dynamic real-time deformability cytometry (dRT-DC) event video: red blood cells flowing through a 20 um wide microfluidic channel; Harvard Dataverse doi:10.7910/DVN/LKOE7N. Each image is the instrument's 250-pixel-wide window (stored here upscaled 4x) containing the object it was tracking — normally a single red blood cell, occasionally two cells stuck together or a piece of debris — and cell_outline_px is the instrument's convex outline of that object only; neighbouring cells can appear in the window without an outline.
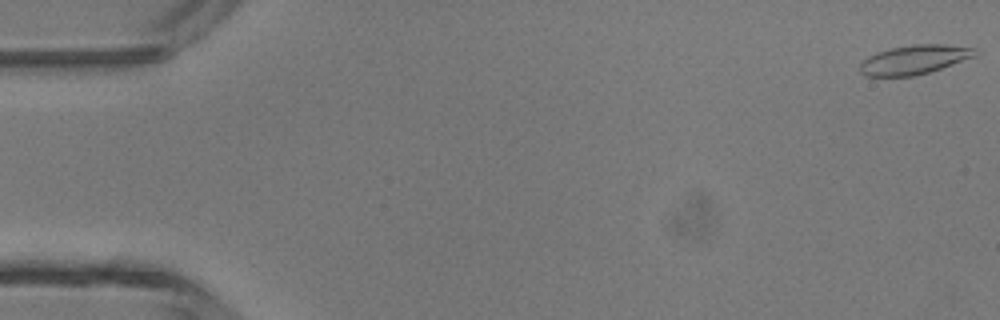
{"species": "common noctule bat (a hibernating species)", "species_latin": "Nyctalus noctula", "temperature_condition": "room temperature", "stored_images_in_passage": 46, "camera_frame_rate_fps": 3000, "um_per_image_px": 0.085, "animal": {"sex": "male", "body_mass_g": 13.3}, "frame": {"image": 1, "passage_image": 1, "time_ms": 0.0, "image_size_px": [1000, 320], "cell_outline_px": [[980, 52], [976, 56], [916, 76], [864, 76], [860, 72], [860, 64], [868, 56], [876, 52], [892, 48], [912, 44], [944, 44], [976, 48]], "centroid_in_image_um": [77.73, 5.06], "position_along_channel_um": 7.3, "area_um2": 19.59}}
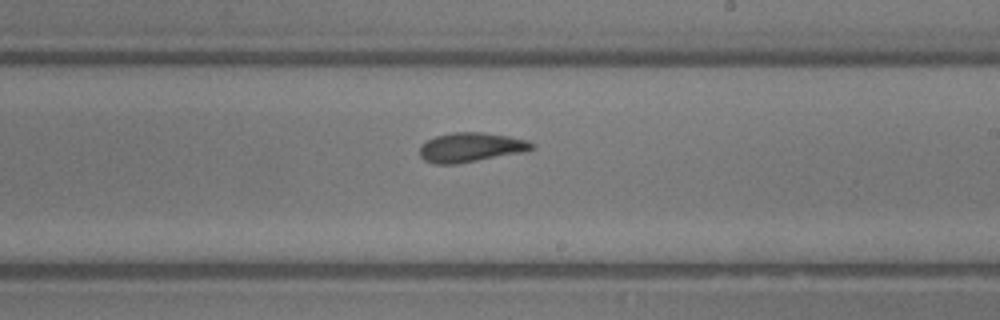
{"frame": {"image": 2, "passage_image": 28, "time_ms": 9.0, "image_size_px": [1000, 320], "cell_outline_px": [[536, 144], [532, 148], [524, 152], [456, 164], [432, 164], [424, 160], [420, 156], [420, 144], [436, 136], [452, 132], [484, 132], [508, 136], [528, 140]], "centroid_in_image_um": [40.01, 12.52], "position_along_channel_um": 249.0, "area_um2": 19.31}}
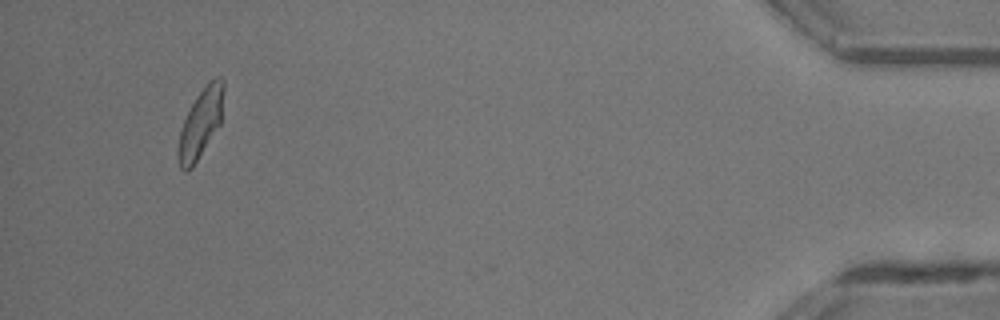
{"frame": {"image": 3, "passage_image": 45, "time_ms": 14.667, "image_size_px": [1000, 320], "cell_outline_px": [[224, 88], [220, 124], [192, 168], [188, 172], [184, 172], [180, 168], [176, 156], [176, 152], [180, 132], [184, 120], [196, 96], [208, 80], [216, 76], [220, 76], [224, 80]], "centroid_in_image_um": [17.04, 10.48], "position_along_channel_um": 418.2, "area_um2": 18.38}}